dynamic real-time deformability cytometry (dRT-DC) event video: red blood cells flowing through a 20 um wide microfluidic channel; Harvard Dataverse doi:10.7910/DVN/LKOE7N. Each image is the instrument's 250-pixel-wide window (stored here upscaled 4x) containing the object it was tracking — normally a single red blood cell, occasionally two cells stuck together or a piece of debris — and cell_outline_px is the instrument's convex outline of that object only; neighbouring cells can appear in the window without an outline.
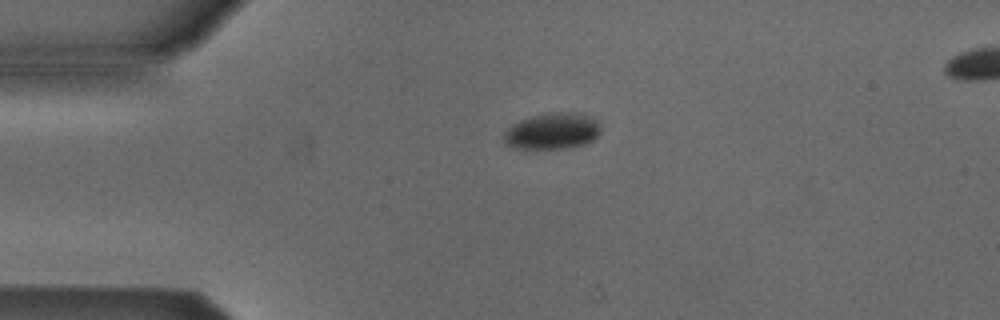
{"species": "Egyptian fruit bat (a non-hibernating species)", "species_latin": "Rousettus aegyptiacus", "temperature_condition": "cold", "stored_images_in_passage": 3, "camera_frame_rate_fps": 3000, "um_per_image_px": 0.085, "animal": {"sex": "male"}, "frame": {"image": 1, "passage_image": 1, "time_ms": 0.0, "image_size_px": [1000, 320], "cell_outline_px": [[600, 132], [592, 140], [584, 144], [568, 148], [524, 152], [512, 148], [504, 144], [504, 132], [512, 124], [520, 120], [532, 116], [548, 112], [572, 112], [592, 116], [600, 124]], "centroid_in_image_um": [46.88, 11.19], "position_along_channel_um": 38.1, "area_um2": 21.39}}
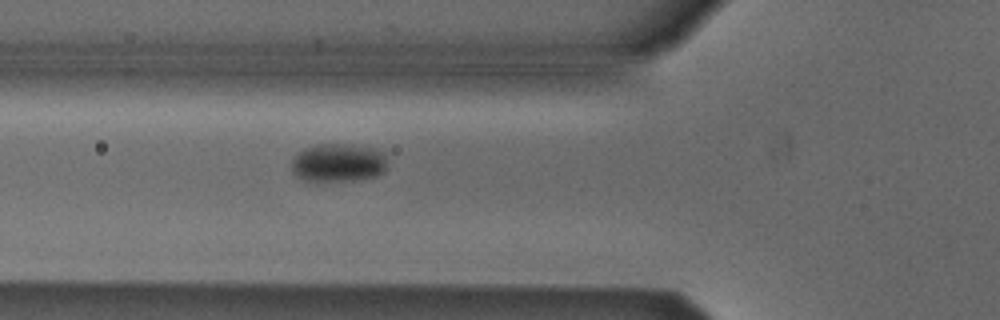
{"frame": {"image": 2, "passage_image": 3, "time_ms": 2.333, "image_size_px": [1000, 320], "cell_outline_px": [[384, 172], [376, 176], [356, 180], [304, 180], [296, 176], [292, 172], [292, 156], [296, 152], [304, 148], [316, 144], [352, 144], [372, 148], [384, 152]], "centroid_in_image_um": [28.69, 13.81], "position_along_channel_um": 97.1, "area_um2": 21.39}}